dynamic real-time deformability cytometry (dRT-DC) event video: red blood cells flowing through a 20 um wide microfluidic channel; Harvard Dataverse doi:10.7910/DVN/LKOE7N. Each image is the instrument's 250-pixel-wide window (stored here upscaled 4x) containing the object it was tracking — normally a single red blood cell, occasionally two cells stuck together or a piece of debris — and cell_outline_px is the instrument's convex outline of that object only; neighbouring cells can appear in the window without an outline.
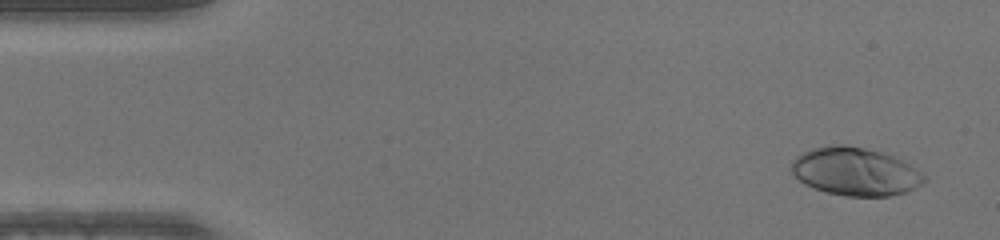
{"species": "human", "species_latin": "Homo sapiens", "temperature_condition": "warm", "stored_images_in_passage": 50, "camera_frame_rate_fps": 3000, "um_per_image_px": 0.085, "donor": {"sex": "male"}, "frame": {"image": 1, "passage_image": 3, "time_ms": 0.667, "image_size_px": [1000, 240], "cell_outline_px": [[924, 180], [920, 184], [904, 192], [888, 196], [844, 196], [812, 188], [804, 184], [792, 176], [792, 160], [796, 156], [812, 148], [832, 144], [844, 144], [864, 148], [880, 152], [892, 156], [908, 164], [920, 172], [924, 176]], "centroid_in_image_um": [72.61, 14.58], "position_along_channel_um": 12.4, "area_um2": 36.88}}
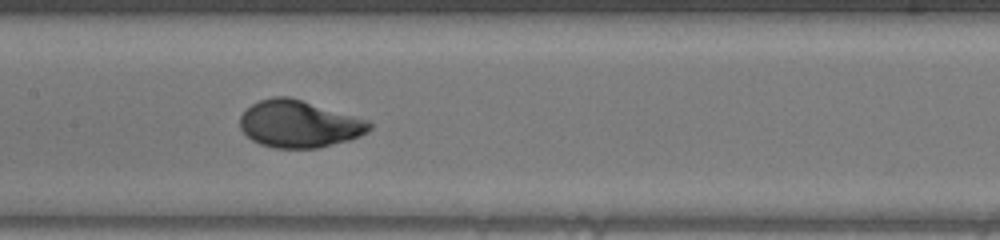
{"frame": {"image": 2, "passage_image": 24, "time_ms": 7.667, "image_size_px": [1000, 240], "cell_outline_px": [[372, 128], [368, 132], [360, 136], [348, 140], [316, 148], [276, 148], [260, 144], [252, 140], [240, 128], [240, 116], [252, 104], [260, 100], [272, 96], [288, 96], [368, 120], [372, 124]], "centroid_in_image_um": [25.42, 10.54], "position_along_channel_um": 182.0, "area_um2": 35.26}}
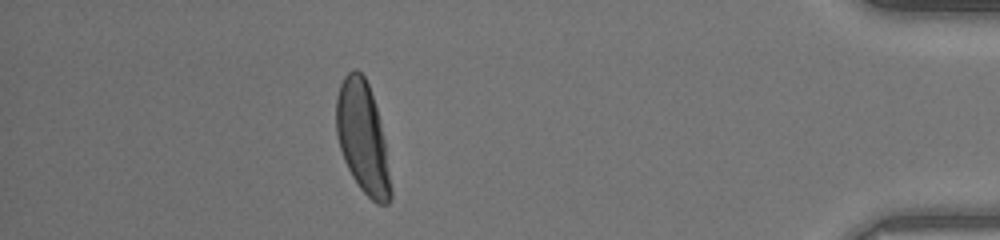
{"frame": {"image": 3, "passage_image": 44, "time_ms": 14.333, "image_size_px": [1000, 240], "cell_outline_px": [[392, 200], [388, 204], [376, 204], [360, 188], [352, 176], [344, 160], [340, 148], [336, 132], [336, 96], [340, 84], [344, 76], [352, 68], [356, 68], [364, 76], [368, 84], [376, 108], [384, 140], [392, 188]], "centroid_in_image_um": [30.81, 11.71], "position_along_channel_um": 404.4, "area_um2": 35.2}}